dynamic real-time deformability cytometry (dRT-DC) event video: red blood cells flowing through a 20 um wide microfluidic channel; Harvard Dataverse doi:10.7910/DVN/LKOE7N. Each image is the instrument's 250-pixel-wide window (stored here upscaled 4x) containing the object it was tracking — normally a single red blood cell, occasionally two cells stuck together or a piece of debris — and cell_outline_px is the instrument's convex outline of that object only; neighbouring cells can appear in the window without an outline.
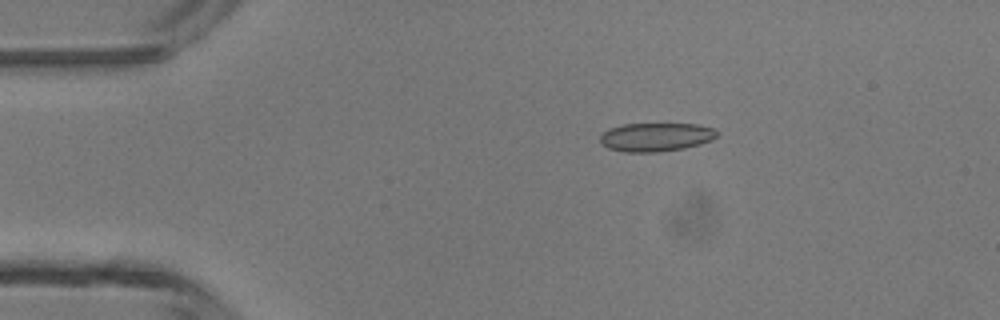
{"species": "common noctule bat (a hibernating species)", "species_latin": "Nyctalus noctula", "temperature_condition": "room temperature", "stored_images_in_passage": 4, "camera_frame_rate_fps": 3000, "um_per_image_px": 0.085, "animal": {"sex": "male", "body_mass_g": 13.3}, "frame": {"image": 1, "passage_image": 2, "time_ms": 1.333, "image_size_px": [1000, 320], "cell_outline_px": [[716, 136], [712, 140], [700, 144], [684, 148], [656, 152], [624, 152], [608, 148], [600, 144], [600, 136], [608, 128], [624, 124], [696, 124], [716, 128]], "centroid_in_image_um": [55.73, 11.65], "position_along_channel_um": 29.3, "area_um2": 19.54}}
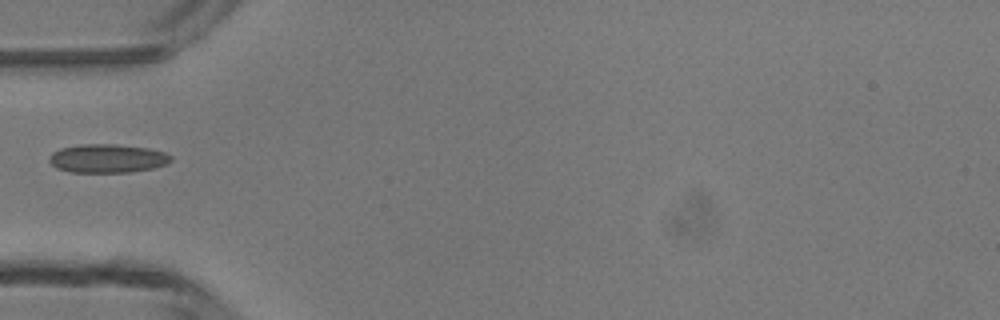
{"frame": {"image": 2, "passage_image": 4, "time_ms": 3.667, "image_size_px": [1000, 320], "cell_outline_px": [[172, 160], [168, 164], [152, 168], [128, 172], [72, 172], [56, 168], [48, 160], [52, 152], [60, 148], [80, 144], [116, 144], [148, 148], [164, 152], [172, 156]], "centroid_in_image_um": [9.13, 13.46], "position_along_channel_um": 75.9, "area_um2": 20.35}}